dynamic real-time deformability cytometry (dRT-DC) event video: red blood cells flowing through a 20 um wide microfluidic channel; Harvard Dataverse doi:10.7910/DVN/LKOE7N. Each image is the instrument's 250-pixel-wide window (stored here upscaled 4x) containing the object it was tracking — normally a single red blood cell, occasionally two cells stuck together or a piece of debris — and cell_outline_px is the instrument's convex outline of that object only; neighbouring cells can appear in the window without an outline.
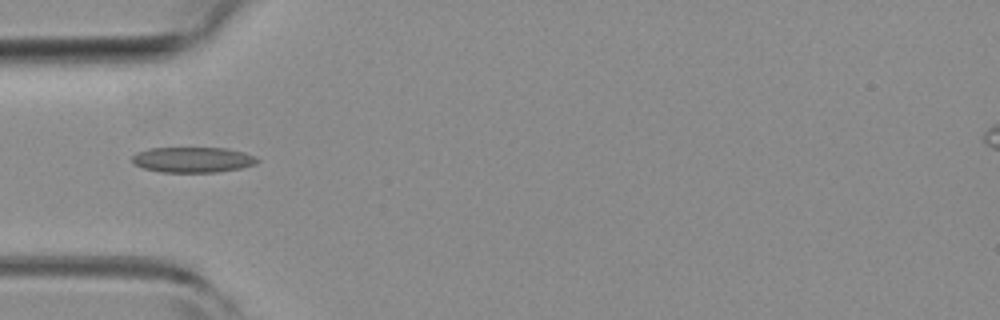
{"species": "common noctule bat (a hibernating species)", "species_latin": "Nyctalus noctula", "temperature_condition": "room temperature", "stored_images_in_passage": 3, "camera_frame_rate_fps": 3000, "um_per_image_px": 0.085, "animal": {"sex": "female", "body_mass_g": 19.3, "forearm_length_mm": 54.1}, "frame": {"image": 1, "passage_image": 3, "time_ms": 0.667, "image_size_px": [1000, 320], "cell_outline_px": [[260, 160], [256, 164], [240, 168], [216, 172], [160, 172], [144, 168], [132, 164], [132, 156], [136, 152], [148, 148], [224, 148], [244, 152], [256, 156]], "centroid_in_image_um": [16.37, 13.57], "position_along_channel_um": 68.6, "area_um2": 18.67}}